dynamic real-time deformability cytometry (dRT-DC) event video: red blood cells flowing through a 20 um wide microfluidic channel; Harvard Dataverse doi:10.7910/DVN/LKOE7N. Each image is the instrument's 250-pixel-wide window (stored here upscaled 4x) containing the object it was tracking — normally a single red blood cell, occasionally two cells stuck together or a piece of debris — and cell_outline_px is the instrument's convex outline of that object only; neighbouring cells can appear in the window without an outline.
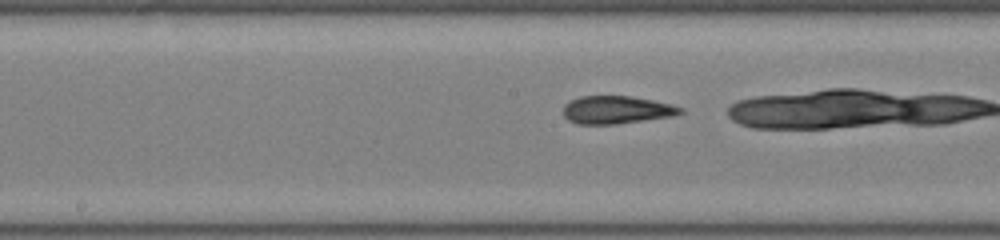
{"species": "common noctule bat (a hibernating species)", "species_latin": "Nyctalus noctula", "temperature_condition": "room temperature", "stored_images_in_passage": 29, "camera_frame_rate_fps": 3000, "um_per_image_px": 0.085, "animal": {"sex": "male", "body_mass_g": 19.0, "forearm_length_mm": 50.8}, "frame": {"image": 1, "passage_image": 16, "time_ms": 5.0, "image_size_px": [1000, 240], "cell_outline_px": [[684, 112], [676, 116], [616, 124], [576, 124], [568, 120], [564, 116], [564, 104], [568, 100], [580, 96], [632, 96], [672, 104], [684, 108]], "centroid_in_image_um": [52.42, 9.34], "position_along_channel_um": 195.8, "area_um2": 19.31}}
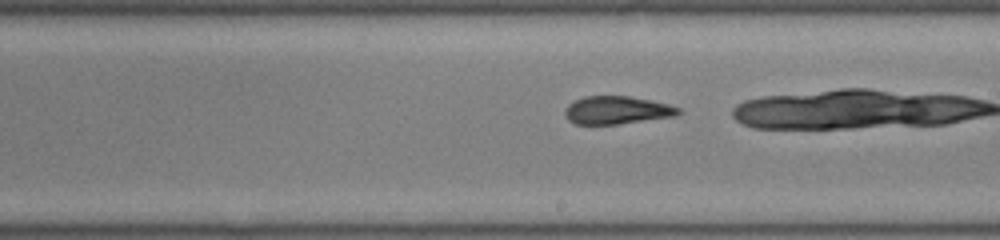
{"frame": {"image": 2, "passage_image": 19, "time_ms": 6.0, "image_size_px": [1000, 240], "cell_outline_px": [[684, 112], [676, 116], [616, 124], [576, 124], [568, 120], [564, 116], [564, 112], [568, 104], [584, 96], [628, 96], [668, 104], [680, 108]], "centroid_in_image_um": [52.44, 9.37], "position_along_channel_um": 236.6, "area_um2": 18.44}}
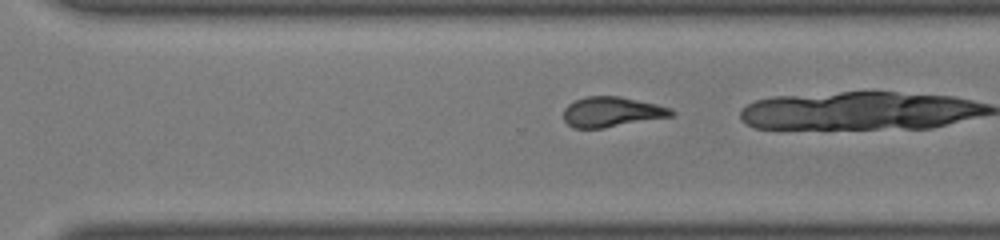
{"frame": {"image": 3, "passage_image": 25, "time_ms": 8.0, "image_size_px": [1000, 240], "cell_outline_px": [[676, 112], [672, 116], [604, 128], [572, 128], [564, 120], [564, 108], [568, 104], [584, 96], [620, 96], [656, 104], [672, 108]], "centroid_in_image_um": [52.0, 9.51], "position_along_channel_um": 318.6, "area_um2": 18.96}}